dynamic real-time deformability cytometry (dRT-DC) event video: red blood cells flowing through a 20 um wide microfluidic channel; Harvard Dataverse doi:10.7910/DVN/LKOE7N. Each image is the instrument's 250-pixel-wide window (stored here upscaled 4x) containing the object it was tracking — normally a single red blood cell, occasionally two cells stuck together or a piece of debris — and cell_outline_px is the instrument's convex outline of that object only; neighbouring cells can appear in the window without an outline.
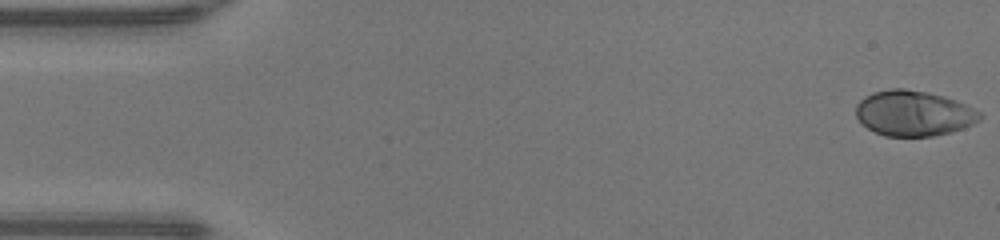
{"species": "human", "species_latin": "Homo sapiens", "temperature_condition": "warm", "stored_images_in_passage": 48, "camera_frame_rate_fps": 3000, "um_per_image_px": 0.085, "donor": {"sex": "male"}, "frame": {"image": 1, "passage_image": 1, "time_ms": 0.0, "image_size_px": [1000, 240], "cell_outline_px": [[984, 116], [980, 120], [964, 128], [952, 132], [932, 136], [884, 136], [868, 128], [856, 116], [856, 104], [864, 96], [872, 92], [892, 88], [904, 88], [928, 92], [944, 96], [956, 100], [984, 112]], "centroid_in_image_um": [77.7, 9.62], "position_along_channel_um": 7.3, "area_um2": 33.12}}
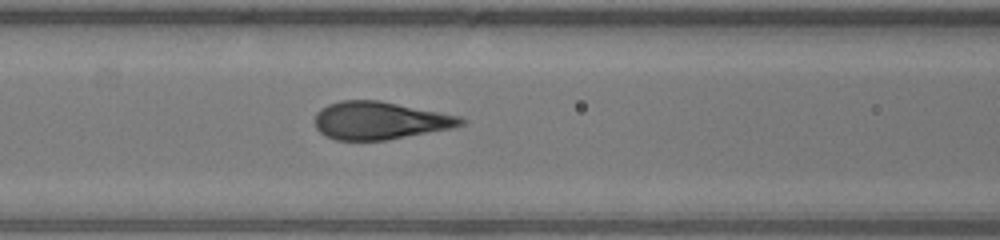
{"frame": {"image": 2, "passage_image": 20, "time_ms": 6.333, "image_size_px": [1000, 240], "cell_outline_px": [[468, 120], [464, 124], [452, 128], [384, 140], [336, 140], [324, 136], [316, 128], [316, 112], [320, 108], [328, 104], [340, 100], [380, 100], [460, 116]], "centroid_in_image_um": [32.28, 10.24], "position_along_channel_um": 134.3, "area_um2": 32.14}}
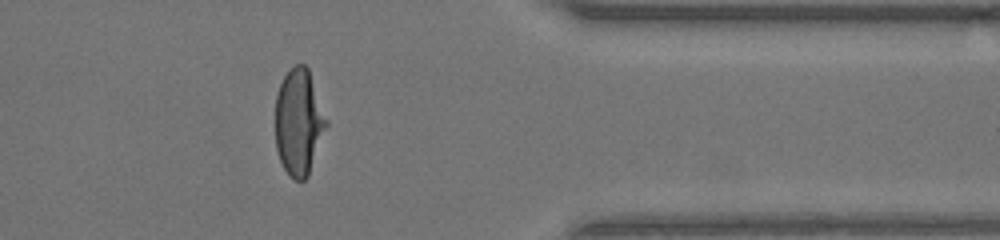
{"frame": {"image": 3, "passage_image": 39, "time_ms": 12.667, "image_size_px": [1000, 240], "cell_outline_px": [[328, 124], [308, 176], [304, 180], [296, 180], [284, 168], [280, 160], [276, 148], [276, 96], [280, 84], [284, 76], [296, 64], [304, 64], [308, 68], [328, 120]], "centroid_in_image_um": [25.41, 10.37], "position_along_channel_um": 386.0, "area_um2": 31.33}, "authors_computed_cell_mechanics": {"area_um2": 32.657, "velocity_mm_per_s": 4.2814, "shape_relaxation_time_tau1_ms": 5.0469, "shape_relaxation_time_tau2_ms": null, "deformation_change_tau1": 0.2866, "deformation_change_tau2": null}}